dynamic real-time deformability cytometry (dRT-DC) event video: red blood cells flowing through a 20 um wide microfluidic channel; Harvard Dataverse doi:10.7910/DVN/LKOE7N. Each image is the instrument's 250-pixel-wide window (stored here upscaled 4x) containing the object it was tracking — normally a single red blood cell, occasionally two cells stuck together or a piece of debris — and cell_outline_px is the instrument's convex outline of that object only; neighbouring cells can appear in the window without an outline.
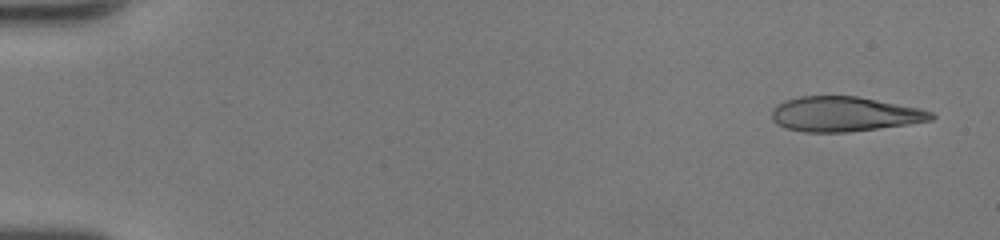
{"species": "human", "species_latin": "Homo sapiens", "temperature_condition": "room temperature", "stored_images_in_passage": 47, "camera_frame_rate_fps": 3000, "um_per_image_px": 0.085, "donor": {"sex": "female"}, "frame": {"image": 1, "passage_image": 1, "time_ms": 0.0, "image_size_px": [1000, 240], "cell_outline_px": [[936, 116], [932, 120], [908, 124], [848, 132], [804, 132], [788, 128], [776, 124], [772, 120], [772, 112], [784, 100], [800, 96], [856, 96], [920, 108], [932, 112]], "centroid_in_image_um": [71.79, 9.7], "position_along_channel_um": 13.2, "area_um2": 32.14}}
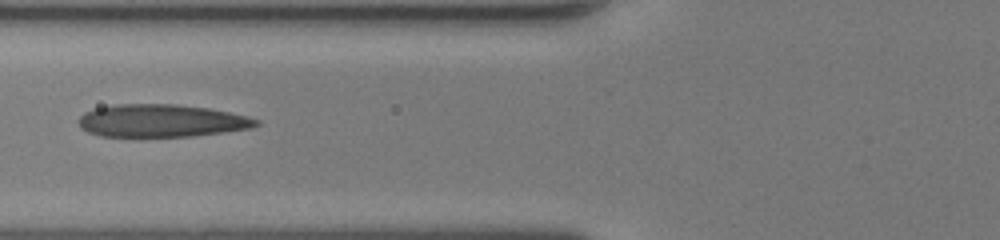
{"frame": {"image": 2, "passage_image": 19, "time_ms": 6.0, "image_size_px": [1000, 240], "cell_outline_px": [[260, 124], [252, 128], [224, 132], [192, 136], [140, 140], [100, 136], [88, 132], [80, 128], [76, 120], [84, 112], [96, 108], [112, 104], [176, 104], [208, 108], [248, 116], [260, 120]], "centroid_in_image_um": [13.64, 10.31], "position_along_channel_um": 112.2, "area_um2": 35.32}}
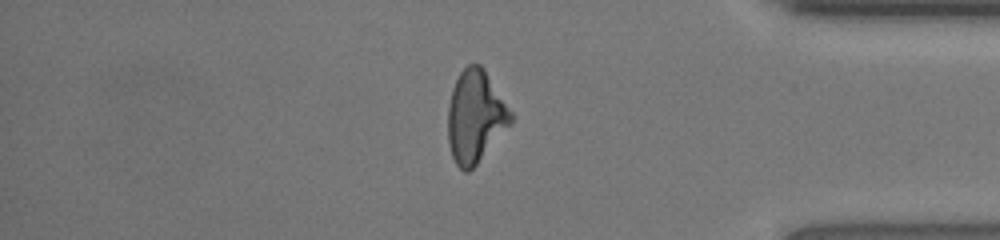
{"frame": {"image": 3, "passage_image": 40, "time_ms": 13.0, "image_size_px": [1000, 240], "cell_outline_px": [[512, 124], [476, 164], [468, 172], [464, 172], [456, 164], [452, 156], [448, 144], [448, 104], [452, 88], [460, 72], [468, 64], [480, 64], [484, 68], [512, 112]], "centroid_in_image_um": [40.4, 9.9], "position_along_channel_um": 394.8, "area_um2": 33.81}, "authors_computed_cell_mechanics": {"area_um2": 33.8708, "velocity_mm_per_s": 4.3452, "shape_relaxation_time_tau1_ms": 8.2953, "shape_relaxation_time_tau2_ms": 1.7115, "deformation_change_tau1": 0.2426, "deformation_change_tau2": 0.1194}}